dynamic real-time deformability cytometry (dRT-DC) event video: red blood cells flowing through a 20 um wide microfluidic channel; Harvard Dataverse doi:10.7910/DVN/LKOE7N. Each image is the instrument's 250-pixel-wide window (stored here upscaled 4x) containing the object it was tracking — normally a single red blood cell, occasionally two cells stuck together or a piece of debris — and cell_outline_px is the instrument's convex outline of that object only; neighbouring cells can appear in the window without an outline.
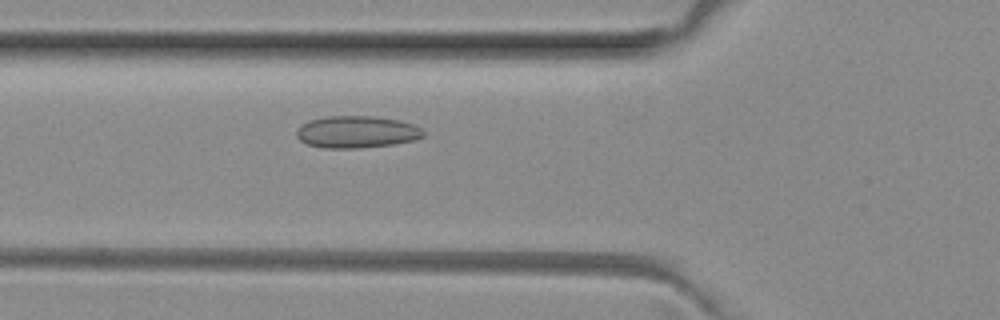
{"species": "common noctule bat (a hibernating species)", "species_latin": "Nyctalus noctula", "temperature_condition": "room temperature", "stored_images_in_passage": 41, "camera_frame_rate_fps": 3000, "um_per_image_px": 0.085, "animal": {"sex": "female", "body_mass_g": 29.2, "forearm_length_mm": 56.3}, "frame": {"image": 1, "passage_image": 8, "time_ms": 2.333, "image_size_px": [1000, 320], "cell_outline_px": [[424, 136], [416, 140], [392, 144], [360, 148], [324, 148], [308, 144], [300, 140], [296, 136], [296, 132], [300, 124], [308, 120], [324, 116], [376, 116], [400, 120], [416, 124], [424, 132]], "centroid_in_image_um": [30.32, 11.2], "position_along_channel_um": 95.5, "area_um2": 23.99}}
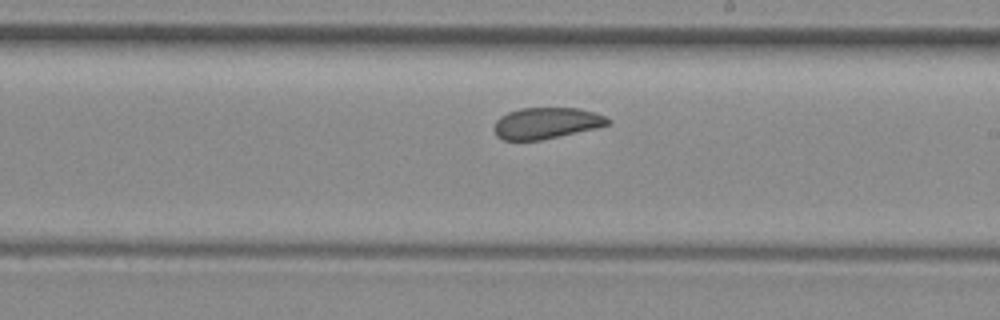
{"frame": {"image": 2, "passage_image": 19, "time_ms": 6.0, "image_size_px": [1000, 320], "cell_outline_px": [[612, 120], [608, 124], [596, 128], [540, 140], [504, 140], [496, 136], [496, 120], [500, 116], [508, 112], [520, 108], [580, 108], [596, 112]], "centroid_in_image_um": [46.46, 10.45], "position_along_channel_um": 242.5, "area_um2": 20.58}}
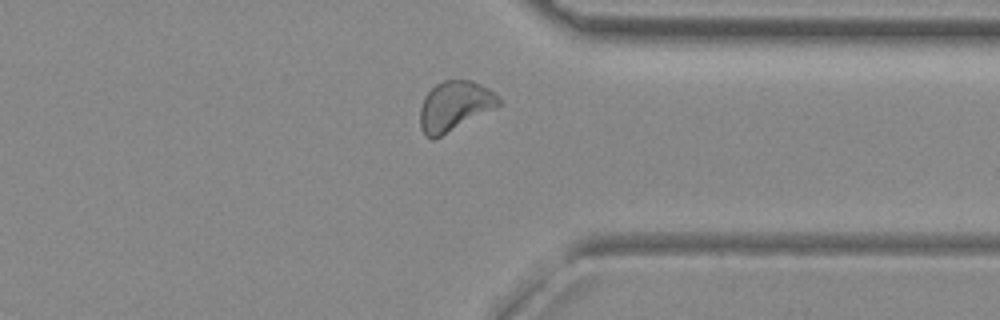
{"frame": {"image": 3, "passage_image": 29, "time_ms": 9.333, "image_size_px": [1000, 320], "cell_outline_px": [[500, 104], [496, 108], [432, 140], [424, 136], [420, 128], [420, 108], [424, 96], [436, 84], [444, 80], [472, 80], [488, 88], [500, 100]], "centroid_in_image_um": [38.6, 9.02], "position_along_channel_um": 372.8, "area_um2": 22.66}, "authors_computed_cell_mechanics": {"area_um2": 22.253, "velocity_mm_per_s": 4.016, "shape_relaxation_time_tau1_ms": null, "shape_relaxation_time_tau2_ms": 1.2331, "deformation_change_tau1": null, "deformation_change_tau2": 0.0425}}